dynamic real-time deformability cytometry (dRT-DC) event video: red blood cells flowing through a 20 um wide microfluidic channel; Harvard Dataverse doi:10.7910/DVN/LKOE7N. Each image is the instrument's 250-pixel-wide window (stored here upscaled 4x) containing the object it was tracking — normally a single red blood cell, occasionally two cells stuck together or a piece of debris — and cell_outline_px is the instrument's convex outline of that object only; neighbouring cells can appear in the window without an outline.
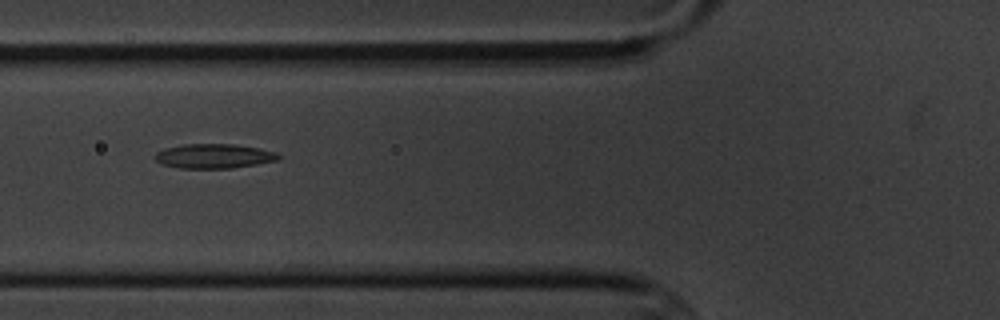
{"species": "common noctule bat (a hibernating species)", "species_latin": "Nyctalus noctula", "temperature_condition": "cold", "stored_images_in_passage": 6, "camera_frame_rate_fps": 3000, "um_per_image_px": 0.085, "animal": {"sex": "male", "body_mass_g": 20.1, "forearm_length_mm": 53.5}, "frame": {"image": 1, "passage_image": 3, "time_ms": 2.333, "image_size_px": [1000, 320], "cell_outline_px": [[280, 160], [232, 168], [180, 168], [160, 164], [152, 156], [156, 152], [164, 148], [184, 144], [232, 144], [260, 148], [276, 152], [280, 156]], "centroid_in_image_um": [18.16, 13.27], "position_along_channel_um": 107.6, "area_um2": 17.74}}
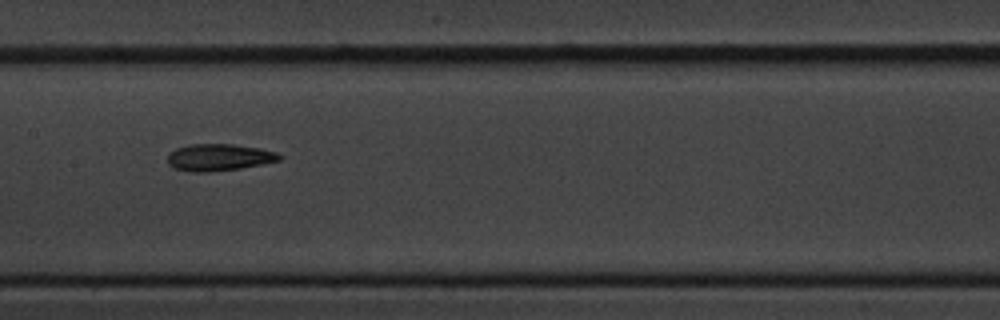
{"frame": {"image": 2, "passage_image": 5, "time_ms": 4.667, "image_size_px": [1000, 320], "cell_outline_px": [[284, 156], [280, 160], [240, 168], [208, 172], [192, 172], [172, 168], [168, 164], [168, 152], [176, 148], [192, 144], [232, 144], [260, 148], [276, 152]], "centroid_in_image_um": [18.59, 13.37], "position_along_channel_um": 188.8, "area_um2": 17.57}}
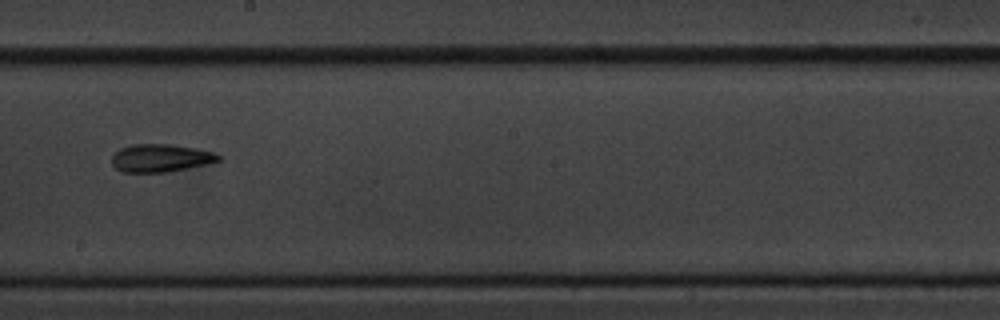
{"frame": {"image": 3, "passage_image": 6, "time_ms": 6.0, "image_size_px": [1000, 320], "cell_outline_px": [[220, 160], [204, 164], [168, 172], [120, 172], [112, 164], [112, 156], [120, 148], [132, 144], [172, 144], [196, 148], [212, 152], [220, 156]], "centroid_in_image_um": [13.61, 13.43], "position_along_channel_um": 234.6, "area_um2": 17.17}}